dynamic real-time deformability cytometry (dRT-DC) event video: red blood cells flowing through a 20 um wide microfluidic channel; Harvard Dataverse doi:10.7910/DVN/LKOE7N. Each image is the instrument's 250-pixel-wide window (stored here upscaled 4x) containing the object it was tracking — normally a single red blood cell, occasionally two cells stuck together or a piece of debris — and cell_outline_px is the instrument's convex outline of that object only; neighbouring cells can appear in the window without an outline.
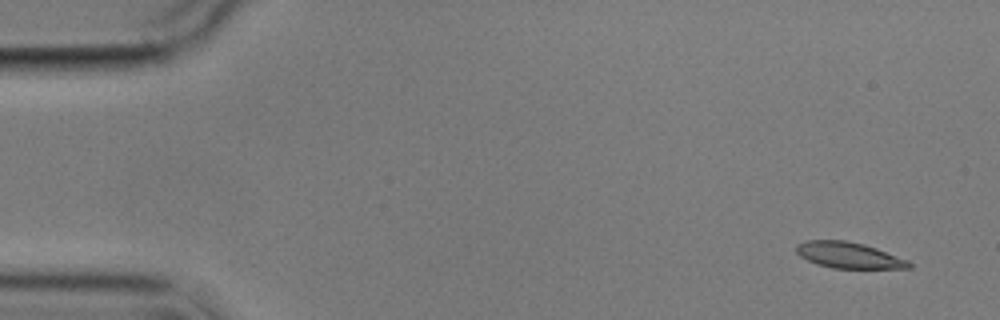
{"species": "common noctule bat (a hibernating species)", "species_latin": "Nyctalus noctula", "temperature_condition": "cold", "stored_images_in_passage": 4, "camera_frame_rate_fps": 3000, "um_per_image_px": 0.085, "animal": {"sex": "male", "body_mass_g": 17.9}, "frame": {"image": 1, "passage_image": 1, "time_ms": 0.0, "image_size_px": [1000, 320], "cell_outline_px": [[912, 268], [832, 268], [816, 264], [800, 256], [796, 252], [796, 244], [808, 240], [844, 240], [864, 244], [876, 248], [908, 260], [912, 264]], "centroid_in_image_um": [72.13, 21.69], "position_along_channel_um": 12.9, "area_um2": 17.05}}